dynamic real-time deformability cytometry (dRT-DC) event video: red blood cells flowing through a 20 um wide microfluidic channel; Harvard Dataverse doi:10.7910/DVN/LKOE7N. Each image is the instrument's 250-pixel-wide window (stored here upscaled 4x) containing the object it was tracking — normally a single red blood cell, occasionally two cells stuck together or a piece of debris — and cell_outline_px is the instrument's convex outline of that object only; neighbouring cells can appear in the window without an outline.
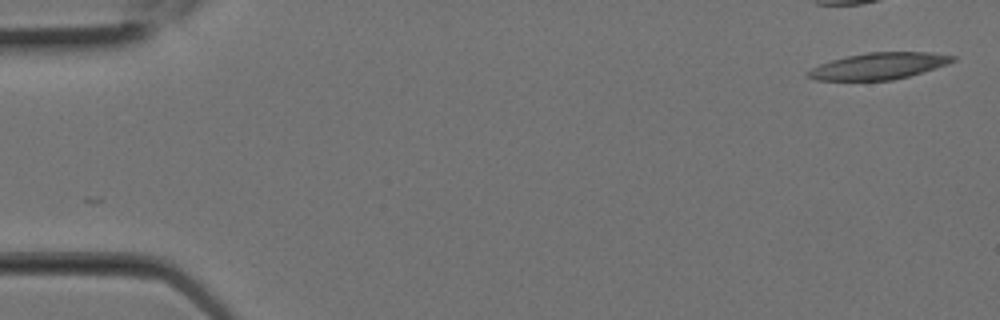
{"species": "Egyptian fruit bat (a non-hibernating species)", "species_latin": "Rousettus aegyptiacus", "temperature_condition": "room temperature", "stored_images_in_passage": 3, "camera_frame_rate_fps": 3000, "um_per_image_px": 0.085, "animal": {"sex": "female"}, "frame": {"image": 1, "passage_image": 1, "time_ms": 0.0, "image_size_px": [1000, 320], "cell_outline_px": [[956, 60], [948, 64], [908, 76], [892, 80], [816, 80], [804, 76], [812, 68], [820, 64], [832, 60], [848, 56], [868, 52], [928, 52], [956, 56]], "centroid_in_image_um": [74.7, 5.61], "position_along_channel_um": 10.3, "area_um2": 22.2}}